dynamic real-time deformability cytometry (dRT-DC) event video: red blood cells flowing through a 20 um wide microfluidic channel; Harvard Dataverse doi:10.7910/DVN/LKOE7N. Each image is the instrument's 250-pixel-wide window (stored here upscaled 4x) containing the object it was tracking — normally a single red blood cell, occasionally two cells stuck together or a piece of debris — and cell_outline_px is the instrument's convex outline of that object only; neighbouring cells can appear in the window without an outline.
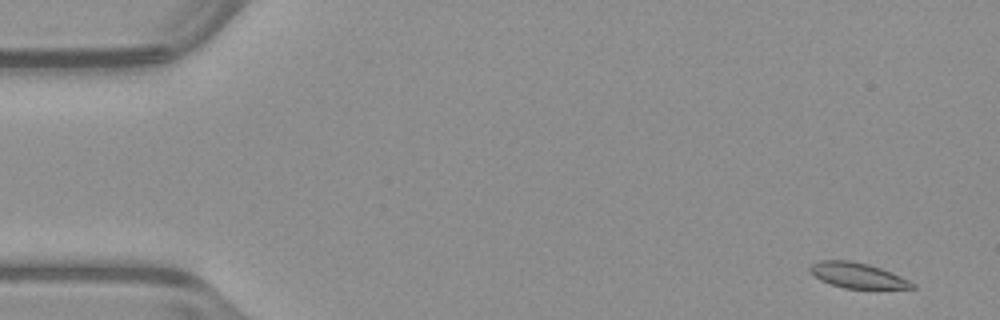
{"species": "common noctule bat (a hibernating species)", "species_latin": "Nyctalus noctula", "temperature_condition": "warm", "stored_images_in_passage": 51, "camera_frame_rate_fps": 3000, "um_per_image_px": 0.085, "animal": {"sex": "male", "body_mass_g": 23.1, "forearm_length_mm": 52.7}, "frame": {"image": 1, "passage_image": 1, "time_ms": 0.0, "image_size_px": [1000, 320], "cell_outline_px": [[916, 288], [844, 288], [820, 280], [808, 268], [812, 264], [820, 260], [852, 260], [868, 264], [880, 268], [900, 276], [916, 284]], "centroid_in_image_um": [72.88, 23.4], "position_along_channel_um": 12.1, "area_um2": 14.85}}
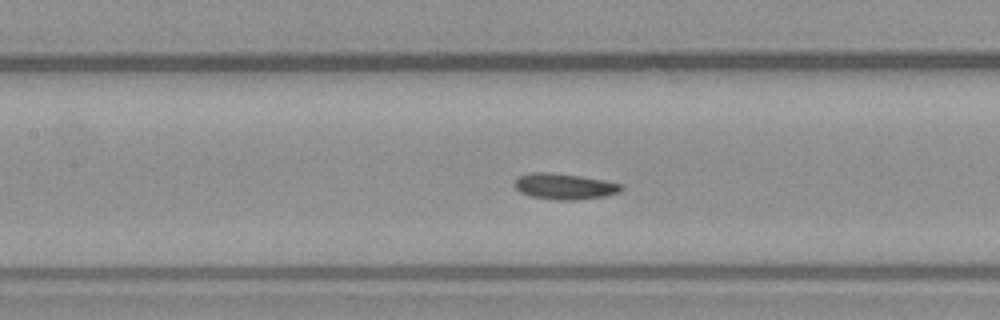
{"frame": {"image": 2, "passage_image": 22, "time_ms": 7.0, "image_size_px": [1000, 320], "cell_outline_px": [[624, 188], [620, 192], [604, 196], [576, 200], [556, 200], [532, 196], [520, 192], [512, 184], [520, 176], [532, 172], [548, 172], [580, 176], [604, 180], [620, 184]], "centroid_in_image_um": [47.97, 15.84], "position_along_channel_um": 159.4, "area_um2": 16.01}}
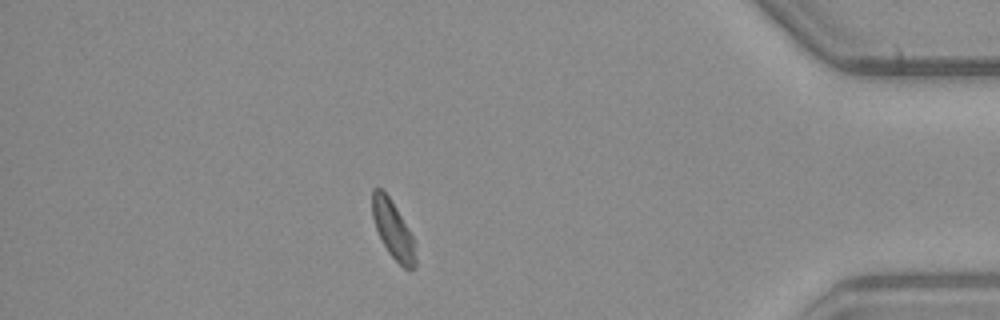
{"frame": {"image": 3, "passage_image": 44, "time_ms": 14.333, "image_size_px": [1000, 320], "cell_outline_px": [[416, 268], [404, 268], [388, 252], [376, 228], [372, 216], [372, 188], [380, 188], [388, 196], [396, 208], [412, 236], [416, 244]], "centroid_in_image_um": [33.42, 19.54], "position_along_channel_um": 401.8, "area_um2": 14.28}}